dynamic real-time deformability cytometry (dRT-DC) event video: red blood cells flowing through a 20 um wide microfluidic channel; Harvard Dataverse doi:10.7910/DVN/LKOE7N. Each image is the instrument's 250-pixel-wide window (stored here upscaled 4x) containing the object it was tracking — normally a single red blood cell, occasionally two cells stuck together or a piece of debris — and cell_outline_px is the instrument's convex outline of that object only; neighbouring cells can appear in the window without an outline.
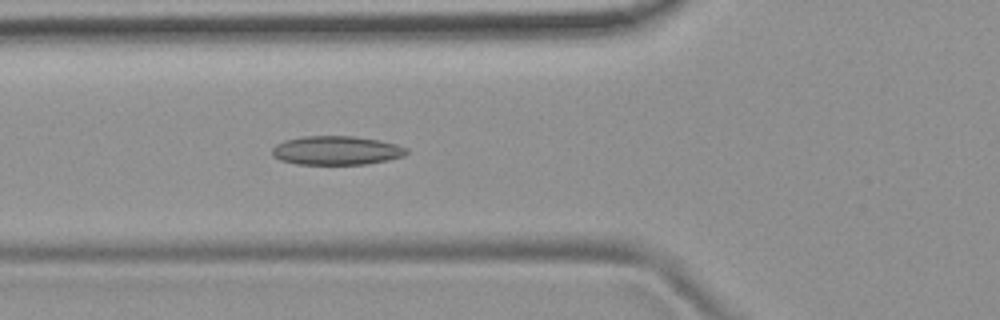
{"species": "common noctule bat (a hibernating species)", "species_latin": "Nyctalus noctula", "temperature_condition": "room temperature", "stored_images_in_passage": 50, "camera_frame_rate_fps": 3000, "um_per_image_px": 0.085, "animal": {"sex": "female", "body_mass_g": 19.9}, "frame": {"image": 1, "passage_image": 16, "time_ms": 5.0, "image_size_px": [1000, 320], "cell_outline_px": [[408, 152], [404, 156], [388, 160], [364, 164], [296, 164], [280, 160], [272, 156], [272, 148], [276, 144], [284, 140], [300, 136], [352, 136], [380, 140], [396, 144], [408, 148]], "centroid_in_image_um": [28.58, 12.78], "position_along_channel_um": 97.2, "area_um2": 22.77}}
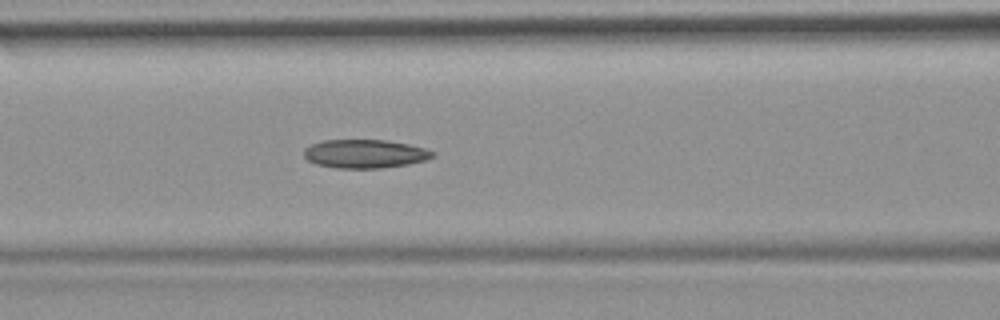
{"frame": {"image": 2, "passage_image": 19, "time_ms": 6.0, "image_size_px": [1000, 320], "cell_outline_px": [[436, 156], [428, 160], [408, 164], [380, 168], [336, 168], [316, 164], [308, 160], [304, 156], [304, 148], [312, 144], [324, 140], [384, 140], [408, 144], [424, 148], [436, 152]], "centroid_in_image_um": [31.05, 13.07], "position_along_channel_um": 135.6, "area_um2": 21.5}}
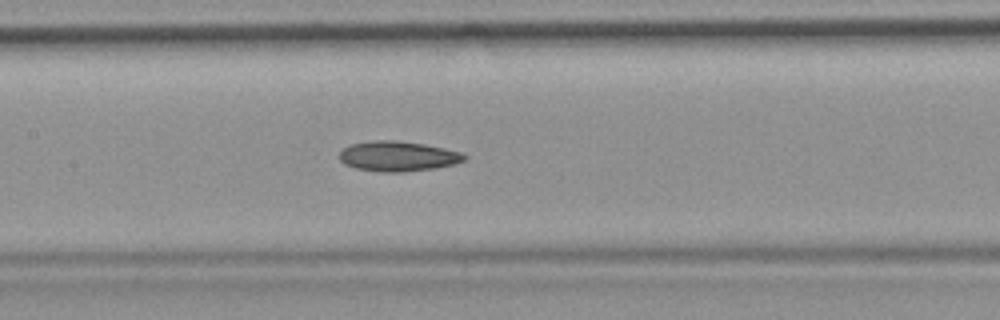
{"frame": {"image": 3, "passage_image": 22, "time_ms": 7.0, "image_size_px": [1000, 320], "cell_outline_px": [[468, 156], [464, 160], [456, 164], [436, 168], [404, 172], [380, 172], [356, 168], [344, 164], [340, 160], [340, 152], [344, 148], [352, 144], [376, 140], [392, 140], [424, 144], [444, 148], [460, 152]], "centroid_in_image_um": [33.84, 13.29], "position_along_channel_um": 173.6, "area_um2": 21.85}}